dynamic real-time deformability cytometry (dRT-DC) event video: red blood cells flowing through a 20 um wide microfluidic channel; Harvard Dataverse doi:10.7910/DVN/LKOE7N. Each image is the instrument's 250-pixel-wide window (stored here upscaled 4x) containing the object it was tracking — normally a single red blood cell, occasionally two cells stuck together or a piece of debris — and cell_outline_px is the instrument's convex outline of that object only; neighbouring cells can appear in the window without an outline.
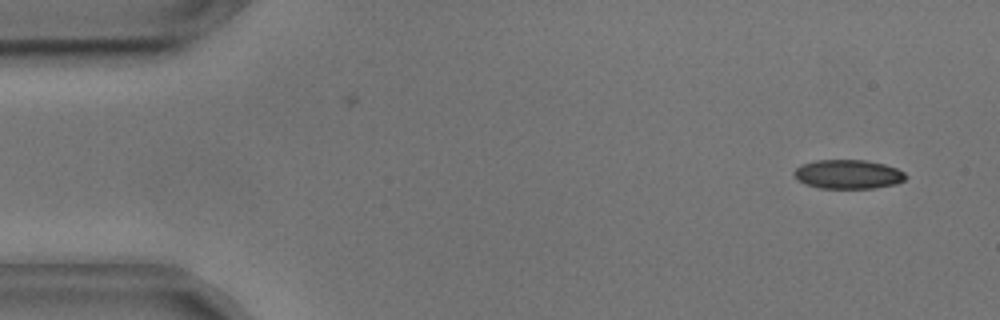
{"species": "common noctule bat (a hibernating species)", "species_latin": "Nyctalus noctula", "temperature_condition": "cold", "stored_images_in_passage": 51, "camera_frame_rate_fps": 3000, "um_per_image_px": 0.085, "animal": {"sex": "male", "body_mass_g": 17.9, "forearm_length_mm": 54.2}, "frame": {"image": 1, "passage_image": 3, "time_ms": 0.667, "image_size_px": [1000, 320], "cell_outline_px": [[908, 176], [904, 180], [896, 184], [872, 188], [820, 188], [796, 180], [792, 172], [796, 168], [804, 164], [816, 160], [864, 160], [884, 164], [896, 168], [904, 172]], "centroid_in_image_um": [72.09, 14.81], "position_along_channel_um": 12.9, "area_um2": 18.84}}
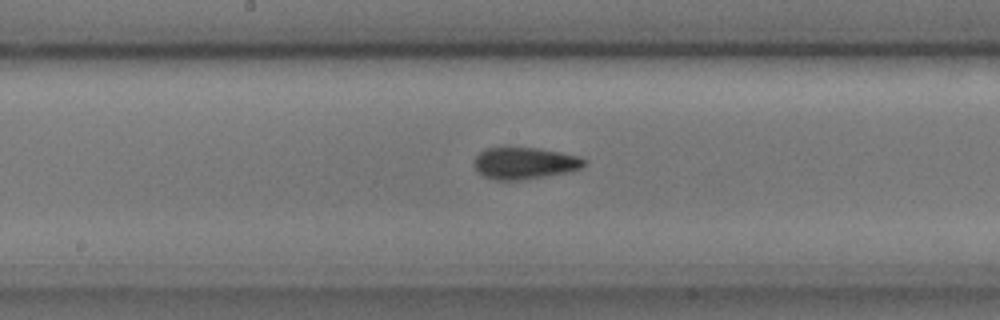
{"frame": {"image": 2, "passage_image": 27, "time_ms": 8.667, "image_size_px": [1000, 320], "cell_outline_px": [[588, 160], [580, 168], [572, 172], [524, 180], [496, 180], [484, 176], [472, 164], [476, 156], [484, 148], [540, 148], [580, 156]], "centroid_in_image_um": [44.63, 13.88], "position_along_channel_um": 203.6, "area_um2": 20.58}}
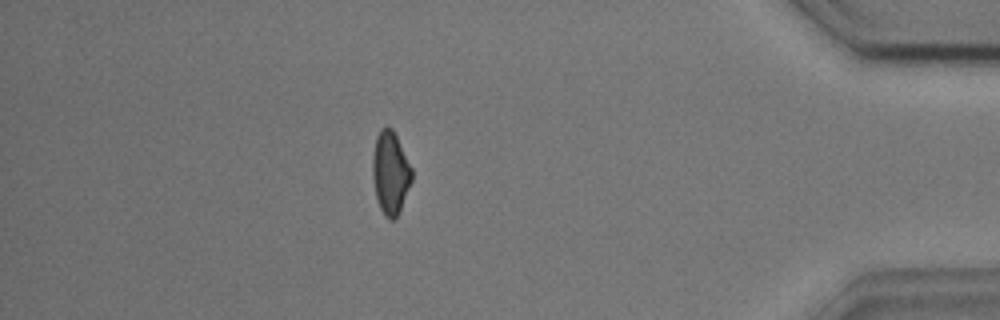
{"frame": {"image": 3, "passage_image": 47, "time_ms": 15.333, "image_size_px": [1000, 320], "cell_outline_px": [[412, 180], [400, 212], [392, 220], [388, 220], [384, 216], [380, 208], [376, 196], [372, 176], [372, 156], [376, 136], [380, 128], [392, 128], [412, 168]], "centroid_in_image_um": [33.17, 14.71], "position_along_channel_um": 402.0, "area_um2": 18.96}, "authors_computed_cell_mechanics": {"area_um2": 19.652, "velocity_mm_per_s": 3.6417, "shape_relaxation_time_tau1_ms": 7.7408, "shape_relaxation_time_tau2_ms": 1.7973, "deformation_change_tau1": 0.1454, "deformation_change_tau2": 0.0667}}